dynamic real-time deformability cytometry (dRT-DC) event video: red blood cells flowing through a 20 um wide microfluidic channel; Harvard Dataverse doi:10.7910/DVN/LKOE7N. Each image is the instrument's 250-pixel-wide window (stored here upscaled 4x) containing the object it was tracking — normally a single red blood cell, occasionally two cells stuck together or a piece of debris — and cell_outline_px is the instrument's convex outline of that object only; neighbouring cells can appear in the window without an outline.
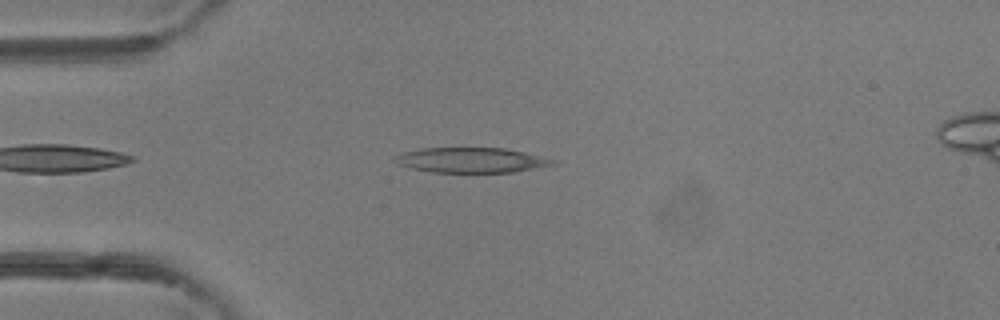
{"species": "common noctule bat (a hibernating species)", "species_latin": "Nyctalus noctula", "temperature_condition": "room temperature", "stored_images_in_passage": 39, "camera_frame_rate_fps": 3000, "um_per_image_px": 0.085, "animal": {"sex": "female"}, "frame": {"image": 1, "passage_image": 5, "time_ms": 1.333, "image_size_px": [1000, 320], "cell_outline_px": [[556, 164], [512, 172], [432, 172], [412, 168], [396, 164], [392, 160], [392, 156], [404, 152], [424, 148], [504, 148], [524, 152], [556, 160]], "centroid_in_image_um": [40.0, 13.61], "position_along_channel_um": 45.0, "area_um2": 22.95}}
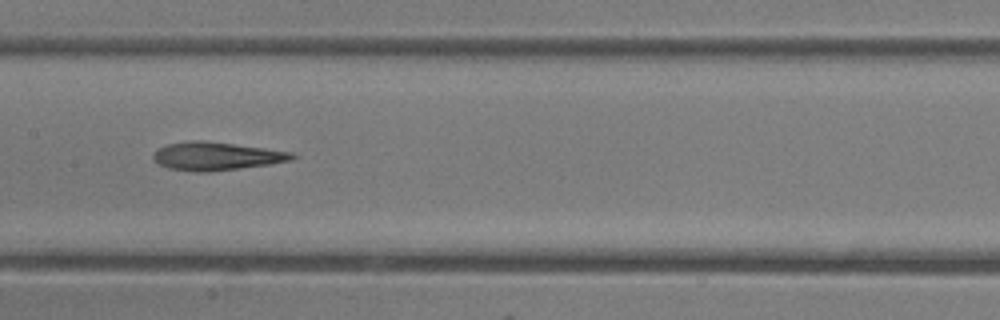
{"frame": {"image": 2, "passage_image": 16, "time_ms": 5.0, "image_size_px": [1000, 320], "cell_outline_px": [[300, 156], [292, 160], [268, 164], [240, 168], [208, 172], [196, 172], [168, 168], [156, 164], [152, 160], [152, 156], [156, 148], [168, 144], [188, 140], [204, 140], [264, 148], [292, 152]], "centroid_in_image_um": [18.34, 13.27], "position_along_channel_um": 189.1, "area_um2": 23.06}}
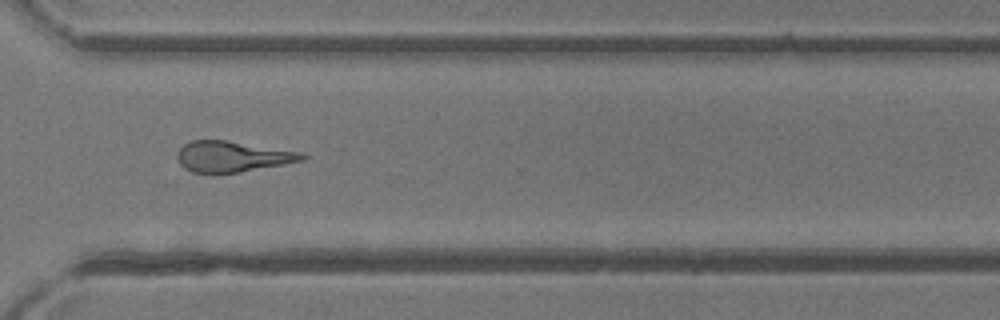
{"frame": {"image": 3, "passage_image": 27, "time_ms": 8.667, "image_size_px": [1000, 320], "cell_outline_px": [[308, 156], [304, 160], [284, 164], [240, 172], [192, 172], [184, 168], [180, 164], [176, 156], [176, 152], [184, 144], [192, 140], [228, 140], [304, 152]], "centroid_in_image_um": [19.78, 13.28], "position_along_channel_um": 350.8, "area_um2": 22.48}, "authors_computed_cell_mechanics": {"area_um2": 23.0622, "velocity_mm_per_s": 4.4343, "shape_relaxation_time_tau1_ms": 4.3279, "shape_relaxation_time_tau2_ms": 3.3269, "deformation_change_tau1": 0.181, "deformation_change_tau2": 0.1682}}